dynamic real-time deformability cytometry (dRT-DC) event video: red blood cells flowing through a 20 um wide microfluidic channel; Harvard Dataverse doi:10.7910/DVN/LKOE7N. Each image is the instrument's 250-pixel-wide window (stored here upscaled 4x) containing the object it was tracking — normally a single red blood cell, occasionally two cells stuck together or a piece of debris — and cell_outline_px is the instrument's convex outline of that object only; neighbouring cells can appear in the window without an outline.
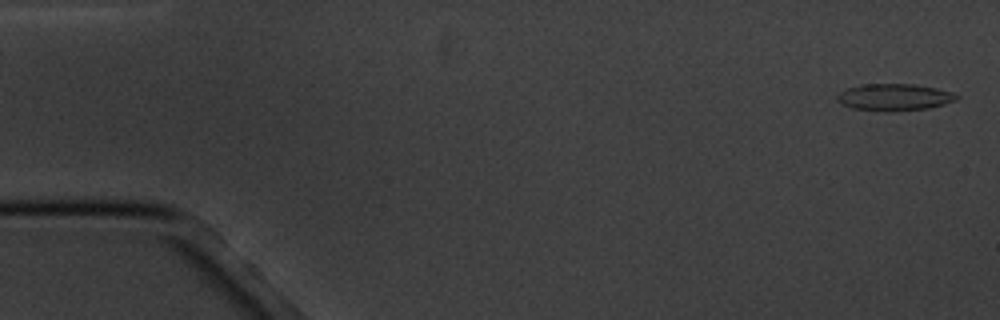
{"species": "common noctule bat (a hibernating species)", "species_latin": "Nyctalus noctula", "temperature_condition": "cold", "stored_images_in_passage": 5, "camera_frame_rate_fps": 3000, "um_per_image_px": 0.085, "animal": {"sex": "male", "body_mass_g": 20.1, "forearm_length_mm": 53.5}, "frame": {"image": 1, "passage_image": 1, "time_ms": 0.0, "image_size_px": [1000, 320], "cell_outline_px": [[960, 96], [956, 100], [944, 104], [928, 108], [892, 112], [852, 108], [840, 104], [836, 100], [836, 96], [840, 92], [848, 88], [860, 84], [912, 84], [936, 88], [952, 92]], "centroid_in_image_um": [75.99, 8.26], "position_along_channel_um": 9.0, "area_um2": 18.79}}